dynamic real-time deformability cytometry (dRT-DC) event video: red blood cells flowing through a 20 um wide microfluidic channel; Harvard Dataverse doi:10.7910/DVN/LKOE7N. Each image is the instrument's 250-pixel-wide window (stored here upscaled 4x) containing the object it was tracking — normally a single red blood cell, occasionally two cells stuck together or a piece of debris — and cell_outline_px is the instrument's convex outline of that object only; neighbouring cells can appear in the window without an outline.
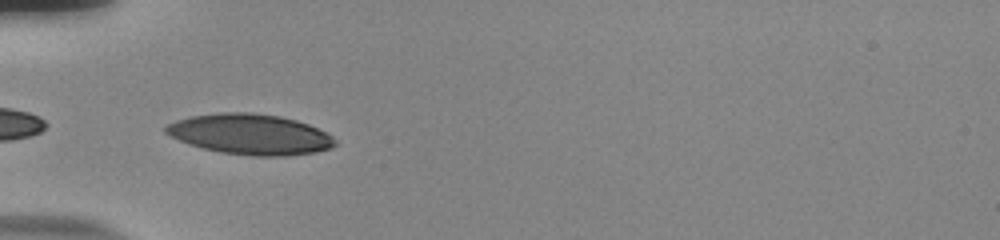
{"species": "human", "species_latin": "Homo sapiens", "temperature_condition": "room temperature", "stored_images_in_passage": 36, "camera_frame_rate_fps": 3000, "um_per_image_px": 0.085, "donor": {"sex": "male"}, "frame": {"image": 1, "passage_image": 1, "time_ms": 0.0, "image_size_px": [1000, 240], "cell_outline_px": [[336, 144], [332, 148], [316, 152], [288, 156], [252, 156], [220, 152], [188, 144], [164, 132], [164, 128], [168, 124], [176, 120], [188, 116], [220, 112], [252, 112], [280, 116], [296, 120], [308, 124], [332, 136], [336, 140]], "centroid_in_image_um": [21.26, 11.41], "position_along_channel_um": 63.7, "area_um2": 40.06}}
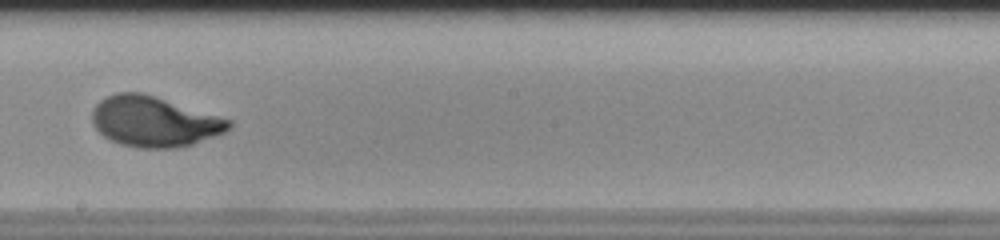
{"frame": {"image": 2, "passage_image": 15, "time_ms": 4.667, "image_size_px": [1000, 240], "cell_outline_px": [[232, 124], [224, 132], [192, 144], [176, 148], [136, 148], [120, 144], [104, 136], [92, 124], [92, 108], [100, 100], [116, 92], [140, 92], [156, 96], [232, 120]], "centroid_in_image_um": [13.07, 10.33], "position_along_channel_um": 235.1, "area_um2": 40.06}}
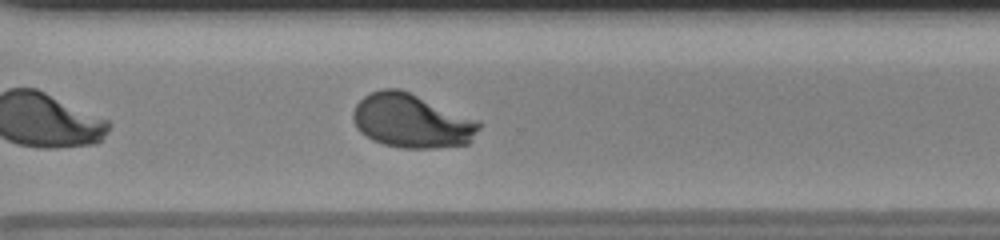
{"frame": {"image": 3, "passage_image": 23, "time_ms": 7.333, "image_size_px": [1000, 240], "cell_outline_px": [[480, 128], [468, 144], [436, 148], [400, 148], [384, 144], [372, 140], [360, 132], [356, 128], [352, 120], [352, 112], [356, 104], [364, 96], [372, 92], [384, 88], [400, 88], [480, 120]], "centroid_in_image_um": [34.99, 10.27], "position_along_channel_um": 335.6, "area_um2": 39.94}, "authors_computed_cell_mechanics": {"area_um2": 39.5641, "velocity_mm_per_s": 3.7709, "shape_relaxation_time_tau1_ms": 3.457, "shape_relaxation_time_tau2_ms": null, "deformation_change_tau1": 0.1983, "deformation_change_tau2": null}}